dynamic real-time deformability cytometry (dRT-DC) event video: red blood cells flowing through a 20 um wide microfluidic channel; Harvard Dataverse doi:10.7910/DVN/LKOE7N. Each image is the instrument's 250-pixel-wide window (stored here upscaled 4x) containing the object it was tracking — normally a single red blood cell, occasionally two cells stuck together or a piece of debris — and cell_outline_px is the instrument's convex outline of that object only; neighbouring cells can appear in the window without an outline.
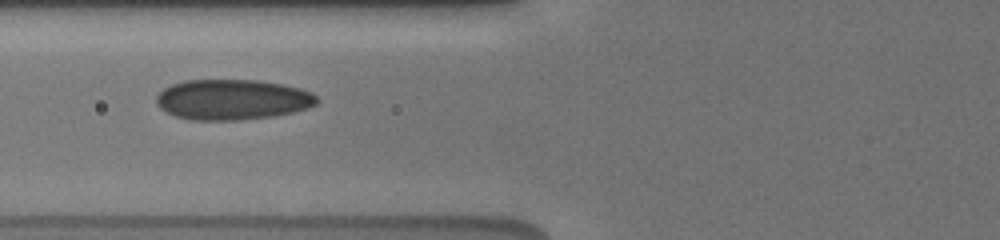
{"species": "human", "species_latin": "Homo sapiens", "temperature_condition": "cold", "stored_images_in_passage": 10, "camera_frame_rate_fps": 3000, "um_per_image_px": 0.085, "donor": {"sex": "male"}, "frame": {"image": 1, "passage_image": 2, "time_ms": 1.0, "image_size_px": [1000, 240], "cell_outline_px": [[320, 100], [316, 104], [308, 108], [276, 116], [240, 120], [192, 120], [176, 116], [160, 108], [156, 104], [156, 96], [164, 88], [172, 84], [184, 80], [256, 80], [280, 84], [300, 88], [312, 92]], "centroid_in_image_um": [19.76, 8.47], "position_along_channel_um": 106.0, "area_um2": 37.92}}
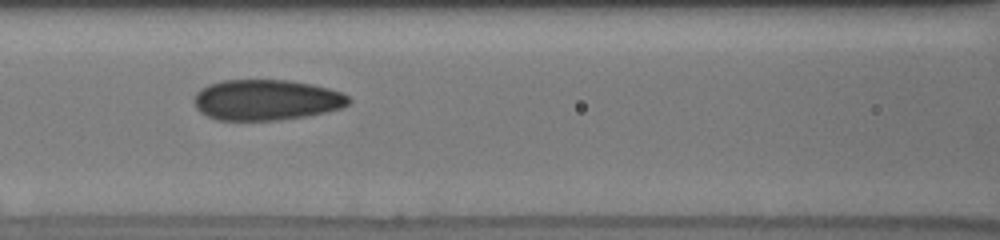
{"frame": {"image": 2, "passage_image": 5, "time_ms": 2.0, "image_size_px": [1000, 240], "cell_outline_px": [[352, 100], [348, 104], [340, 108], [308, 116], [280, 120], [216, 120], [200, 112], [196, 108], [192, 100], [196, 92], [200, 88], [208, 84], [224, 80], [288, 80], [312, 84], [328, 88], [340, 92], [348, 96]], "centroid_in_image_um": [22.6, 8.49], "position_along_channel_um": 144.0, "area_um2": 36.88}}
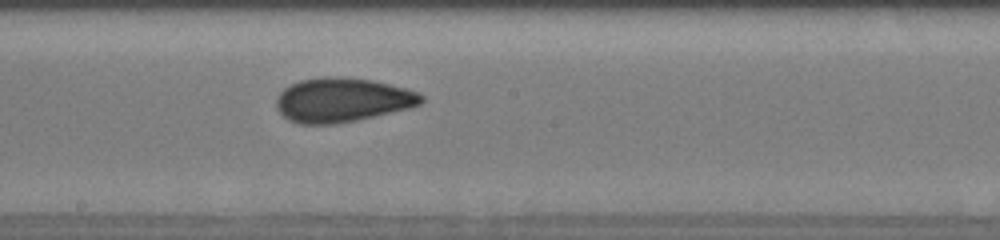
{"frame": {"image": 3, "passage_image": 10, "time_ms": 4.0, "image_size_px": [1000, 240], "cell_outline_px": [[424, 100], [420, 104], [408, 108], [336, 124], [300, 124], [288, 120], [276, 108], [276, 96], [284, 88], [300, 80], [320, 76], [336, 76], [372, 80], [420, 92], [424, 96]], "centroid_in_image_um": [29.06, 8.49], "position_along_channel_um": 219.1, "area_um2": 37.28}}